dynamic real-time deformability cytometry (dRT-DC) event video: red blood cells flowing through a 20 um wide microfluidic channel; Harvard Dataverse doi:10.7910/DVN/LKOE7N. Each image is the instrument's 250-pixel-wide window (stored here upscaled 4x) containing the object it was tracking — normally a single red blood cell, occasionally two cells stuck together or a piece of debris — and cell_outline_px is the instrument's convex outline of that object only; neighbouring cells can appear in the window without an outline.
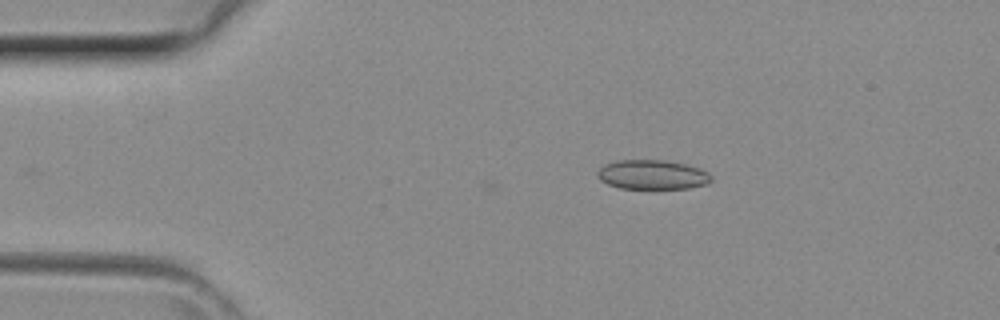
{"species": "common noctule bat (a hibernating species)", "species_latin": "Nyctalus noctula", "temperature_condition": "room temperature", "stored_images_in_passage": 2, "camera_frame_rate_fps": 3000, "um_per_image_px": 0.085, "animal": {"sex": "female", "body_mass_g": 29.2, "forearm_length_mm": 56.3}, "frame": {"image": 1, "passage_image": 2, "time_ms": 0.333, "image_size_px": [1000, 320], "cell_outline_px": [[712, 180], [708, 184], [688, 188], [620, 188], [608, 184], [600, 180], [596, 176], [596, 172], [604, 164], [620, 160], [664, 160], [684, 164], [700, 168], [708, 172], [712, 176]], "centroid_in_image_um": [55.45, 14.84], "position_along_channel_um": 29.6, "area_um2": 19.54}}